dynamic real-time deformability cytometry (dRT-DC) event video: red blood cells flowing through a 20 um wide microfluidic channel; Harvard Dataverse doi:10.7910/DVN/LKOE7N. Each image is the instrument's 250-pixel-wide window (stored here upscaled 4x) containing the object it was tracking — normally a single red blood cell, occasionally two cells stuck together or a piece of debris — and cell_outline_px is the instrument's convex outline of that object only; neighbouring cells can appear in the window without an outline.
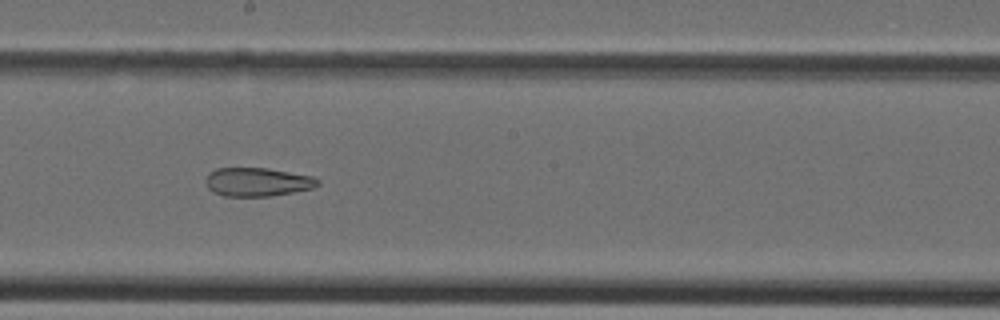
{"species": "Egyptian fruit bat (a non-hibernating species)", "species_latin": "Rousettus aegyptiacus", "temperature_condition": "cold", "stored_images_in_passage": 33, "camera_frame_rate_fps": 3000, "um_per_image_px": 0.085, "animal": {"sex": "female"}, "frame": {"image": 1, "passage_image": 15, "time_ms": 4.667, "image_size_px": [1000, 320], "cell_outline_px": [[320, 184], [312, 188], [272, 196], [224, 196], [212, 192], [208, 188], [204, 180], [208, 172], [216, 168], [268, 168], [312, 176], [320, 180]], "centroid_in_image_um": [21.84, 15.46], "position_along_channel_um": 226.4, "area_um2": 18.84}}
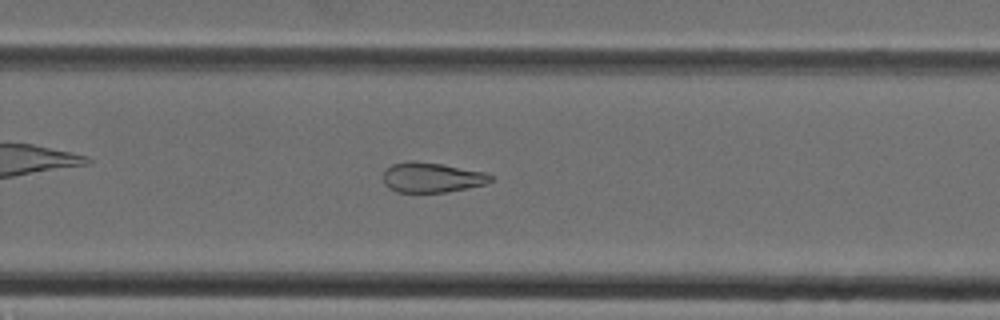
{"frame": {"image": 2, "passage_image": 19, "time_ms": 6.0, "image_size_px": [1000, 320], "cell_outline_px": [[492, 180], [484, 184], [448, 192], [396, 192], [388, 188], [384, 184], [384, 172], [392, 164], [408, 160], [412, 160], [440, 164], [484, 172], [492, 176]], "centroid_in_image_um": [36.66, 15.09], "position_along_channel_um": 293.1, "area_um2": 18.61}}
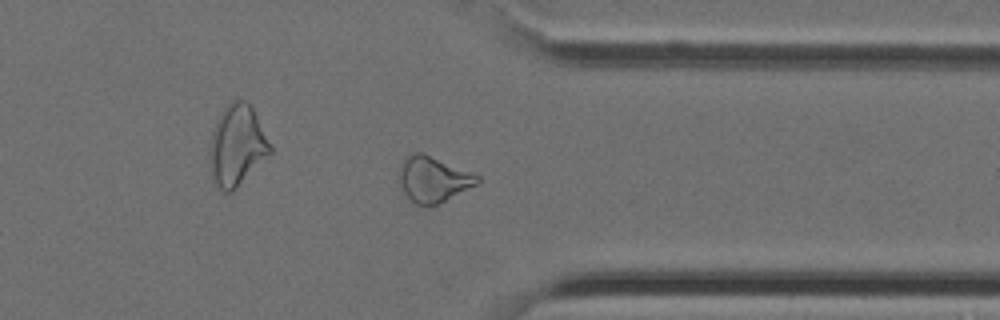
{"frame": {"image": 3, "passage_image": 24, "time_ms": 7.667, "image_size_px": [1000, 320], "cell_outline_px": [[480, 180], [476, 184], [428, 208], [424, 208], [416, 204], [404, 192], [400, 184], [400, 168], [404, 160], [408, 156], [416, 152], [424, 152], [476, 172], [480, 176]], "centroid_in_image_um": [36.86, 15.21], "position_along_channel_um": 374.5, "area_um2": 20.87}}